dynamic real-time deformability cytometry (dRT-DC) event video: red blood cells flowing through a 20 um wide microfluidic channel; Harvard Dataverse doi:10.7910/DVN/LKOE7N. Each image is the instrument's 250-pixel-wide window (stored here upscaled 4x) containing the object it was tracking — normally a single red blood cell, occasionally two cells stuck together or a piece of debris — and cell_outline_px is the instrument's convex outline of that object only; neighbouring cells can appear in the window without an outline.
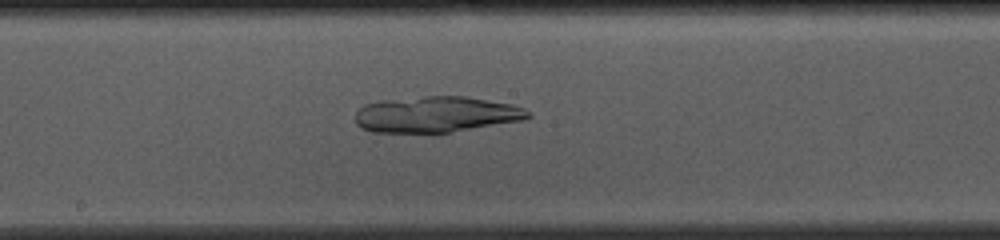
{"species": "common noctule bat (a hibernating species)", "species_latin": "Nyctalus noctula", "temperature_condition": "cold", "stored_images_in_passage": 47, "camera_frame_rate_fps": 3000, "um_per_image_px": 0.085, "animal": {"sex": "female", "body_mass_g": 10.0, "forearm_length_mm": 53.1}, "frame": {"image": 1, "passage_image": 21, "time_ms": 6.667, "image_size_px": [1000, 240], "cell_outline_px": [[532, 116], [524, 120], [452, 132], [372, 132], [360, 128], [356, 124], [356, 112], [364, 104], [380, 100], [424, 96], [464, 96], [512, 104], [524, 108], [532, 112]], "centroid_in_image_um": [37.09, 9.72], "position_along_channel_um": 211.1, "area_um2": 36.41}}